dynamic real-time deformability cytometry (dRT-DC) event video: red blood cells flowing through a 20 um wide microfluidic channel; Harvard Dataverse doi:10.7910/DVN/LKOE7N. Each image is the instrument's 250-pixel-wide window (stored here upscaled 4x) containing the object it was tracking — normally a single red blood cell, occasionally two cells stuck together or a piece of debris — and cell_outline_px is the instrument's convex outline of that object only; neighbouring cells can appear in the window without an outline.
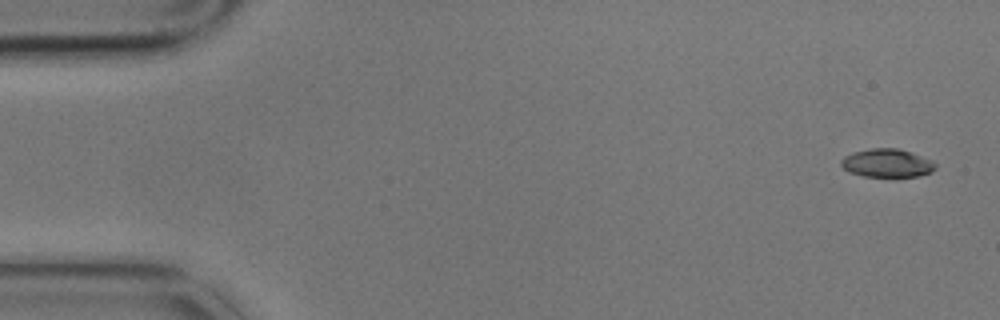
{"species": "common noctule bat (a hibernating species)", "species_latin": "Nyctalus noctula", "temperature_condition": "cold", "stored_images_in_passage": 6, "segment_of_instrument_passage": [1, 2], "camera_frame_rate_fps": 3000, "um_per_image_px": 0.085, "animal": {"sex": "male", "body_mass_g": 17.9}, "frame": {"image": 1, "passage_image": 1, "time_ms": 0.0, "image_size_px": [1000, 320], "cell_outline_px": [[936, 168], [932, 172], [916, 176], [864, 176], [848, 172], [840, 164], [840, 160], [844, 156], [852, 152], [872, 148], [896, 148], [932, 160], [936, 164]], "centroid_in_image_um": [75.36, 13.86], "position_along_channel_um": 9.6, "area_um2": 15.43}}
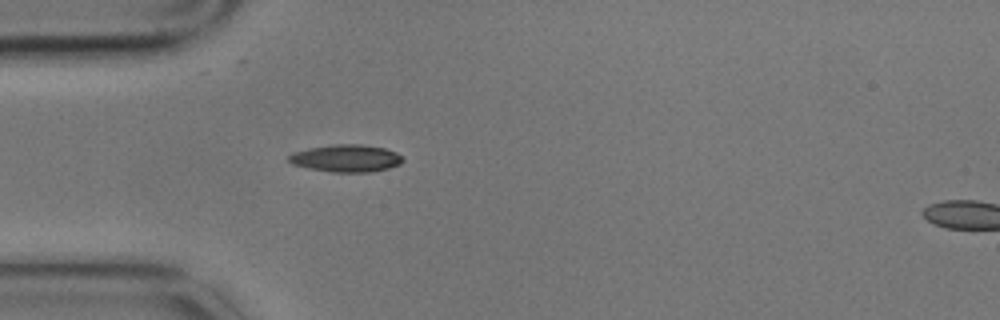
{"frame": {"image": 2, "passage_image": 5, "time_ms": 1.333, "image_size_px": [1000, 320], "cell_outline_px": [[404, 160], [400, 164], [388, 168], [372, 172], [332, 172], [308, 168], [292, 164], [288, 160], [288, 156], [292, 152], [308, 148], [332, 144], [360, 144], [384, 148], [396, 152], [404, 156]], "centroid_in_image_um": [29.43, 13.45], "position_along_channel_um": 55.6, "area_um2": 18.32}}